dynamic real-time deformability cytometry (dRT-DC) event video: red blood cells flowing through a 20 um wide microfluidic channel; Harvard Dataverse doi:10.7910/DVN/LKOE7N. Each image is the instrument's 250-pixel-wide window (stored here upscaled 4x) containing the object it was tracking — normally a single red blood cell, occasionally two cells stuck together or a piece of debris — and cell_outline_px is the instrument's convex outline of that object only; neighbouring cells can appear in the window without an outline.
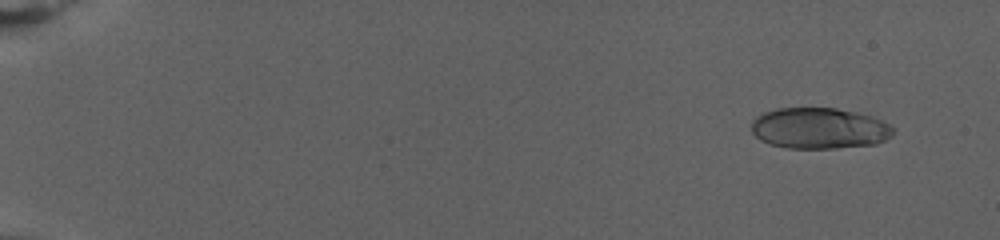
{"species": "human", "species_latin": "Homo sapiens", "temperature_condition": "warm", "stored_images_in_passage": 79, "camera_frame_rate_fps": 3000, "um_per_image_px": 0.085, "donor": {"sex": "female"}, "frame": {"image": 1, "passage_image": 7, "time_ms": 2.0, "image_size_px": [1000, 240], "cell_outline_px": [[892, 136], [876, 144], [836, 148], [788, 148], [772, 144], [760, 140], [752, 132], [752, 120], [756, 116], [764, 112], [776, 108], [836, 108], [856, 112], [872, 116], [888, 124], [892, 128]], "centroid_in_image_um": [69.62, 10.9], "position_along_channel_um": 15.4, "area_um2": 33.81}}
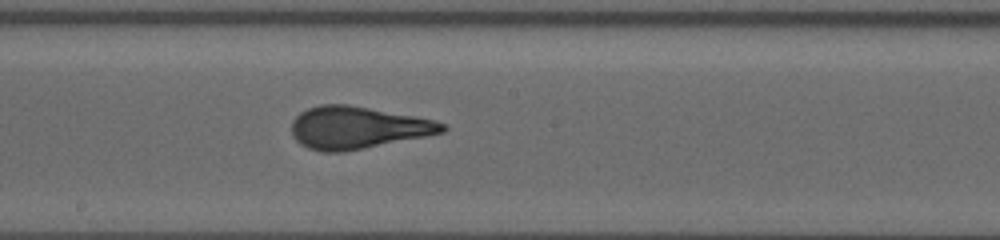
{"frame": {"image": 2, "passage_image": 47, "time_ms": 15.333, "image_size_px": [1000, 240], "cell_outline_px": [[448, 128], [444, 132], [344, 152], [320, 152], [308, 148], [300, 144], [292, 136], [292, 120], [300, 112], [308, 108], [320, 104], [348, 104], [436, 120], [448, 124]], "centroid_in_image_um": [30.37, 10.85], "position_along_channel_um": 217.8, "area_um2": 37.17}}
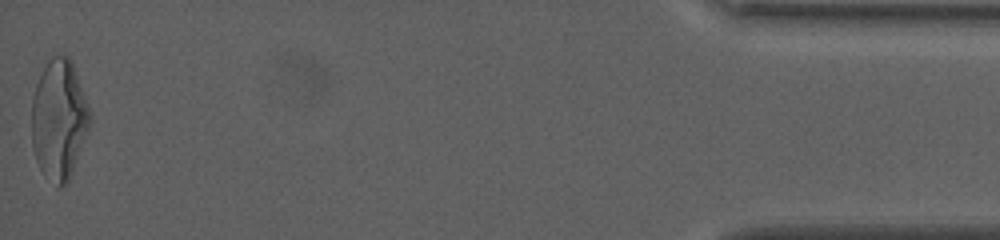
{"frame": {"image": 3, "passage_image": 79, "time_ms": 26.0, "image_size_px": [1000, 240], "cell_outline_px": [[92, 120], [88, 132], [68, 180], [60, 188], [56, 188], [44, 176], [36, 160], [32, 144], [32, 100], [36, 84], [44, 68], [52, 56], [68, 56], [72, 64], [88, 104], [92, 116]], "centroid_in_image_um": [5.01, 10.21], "position_along_channel_um": 430.2, "area_um2": 40.4}, "authors_computed_cell_mechanics": {"area_um2": 36.0672, "velocity_mm_per_s": 2.7479, "shape_relaxation_time_tau1_ms": 8.8654, "shape_relaxation_time_tau2_ms": null, "deformation_change_tau1": 0.2784, "deformation_change_tau2": null}}